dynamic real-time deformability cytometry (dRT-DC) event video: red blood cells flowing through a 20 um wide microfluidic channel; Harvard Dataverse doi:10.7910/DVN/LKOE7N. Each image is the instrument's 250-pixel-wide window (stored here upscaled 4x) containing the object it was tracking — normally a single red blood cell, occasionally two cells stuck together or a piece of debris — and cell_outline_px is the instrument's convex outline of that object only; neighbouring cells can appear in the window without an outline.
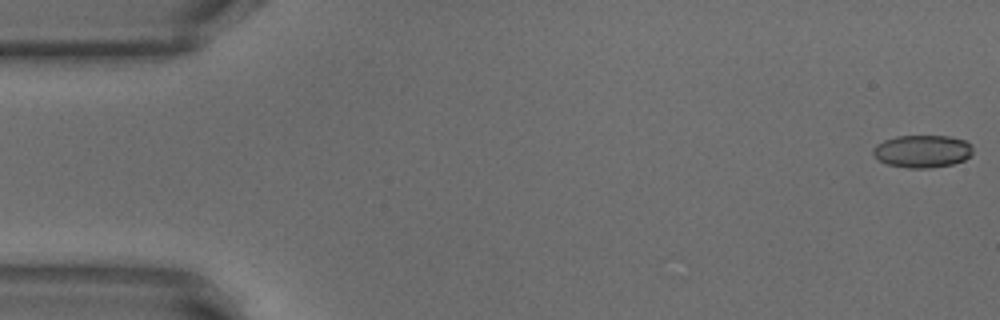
{"species": "common noctule bat (a hibernating species)", "species_latin": "Nyctalus noctula", "temperature_condition": "warm", "stored_images_in_passage": 52, "camera_frame_rate_fps": 3000, "um_per_image_px": 0.085, "animal": {"sex": "male", "body_mass_g": 18.8}, "frame": {"image": 1, "passage_image": 1, "time_ms": 0.0, "image_size_px": [1000, 320], "cell_outline_px": [[972, 156], [964, 160], [952, 164], [932, 168], [908, 168], [888, 164], [880, 160], [872, 152], [872, 148], [876, 144], [884, 140], [896, 136], [948, 136], [964, 140], [972, 144]], "centroid_in_image_um": [78.42, 12.85], "position_along_channel_um": 6.6, "area_um2": 19.02}}
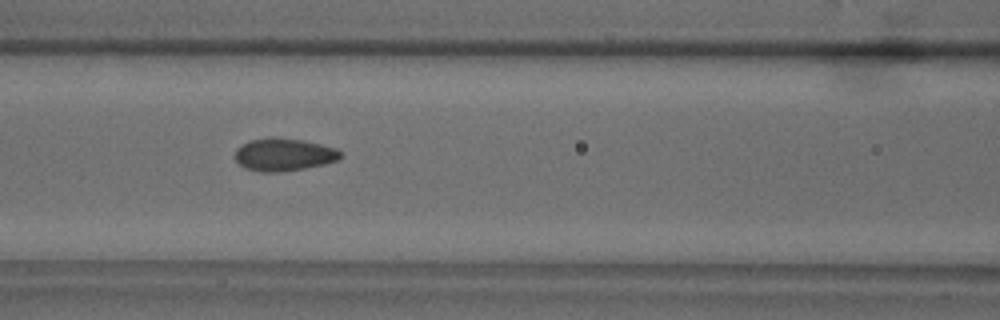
{"frame": {"image": 2, "passage_image": 22, "time_ms": 7.0, "image_size_px": [1000, 320], "cell_outline_px": [[340, 160], [324, 164], [304, 168], [280, 172], [260, 172], [244, 168], [232, 156], [236, 148], [248, 140], [304, 140], [336, 148], [340, 152]], "centroid_in_image_um": [24.1, 13.18], "position_along_channel_um": 142.5, "area_um2": 19.59}}
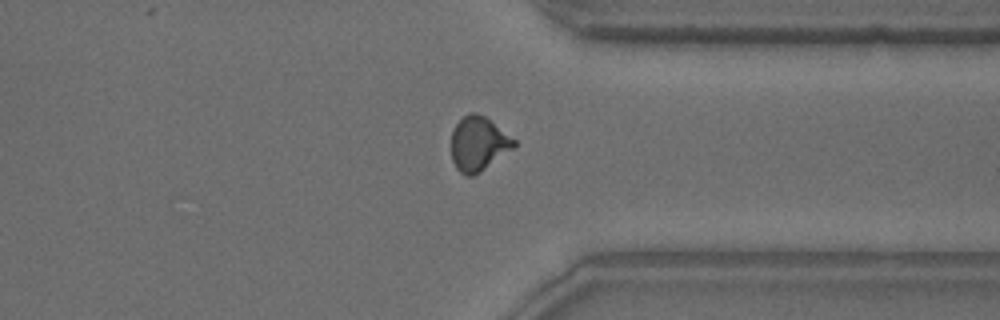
{"frame": {"image": 3, "passage_image": 40, "time_ms": 13.0, "image_size_px": [1000, 320], "cell_outline_px": [[516, 148], [480, 172], [472, 176], [468, 176], [460, 172], [456, 168], [452, 160], [452, 132], [456, 124], [468, 112], [476, 112], [484, 116], [516, 140]], "centroid_in_image_um": [40.69, 12.23], "position_along_channel_um": 370.7, "area_um2": 19.88}, "authors_computed_cell_mechanics": {"area_um2": 19.3919, "velocity_mm_per_s": 3.8522, "shape_relaxation_time_tau1_ms": 7.4081, "shape_relaxation_time_tau2_ms": 0.8804, "deformation_change_tau1": 0.1818, "deformation_change_tau2": 0.058}}